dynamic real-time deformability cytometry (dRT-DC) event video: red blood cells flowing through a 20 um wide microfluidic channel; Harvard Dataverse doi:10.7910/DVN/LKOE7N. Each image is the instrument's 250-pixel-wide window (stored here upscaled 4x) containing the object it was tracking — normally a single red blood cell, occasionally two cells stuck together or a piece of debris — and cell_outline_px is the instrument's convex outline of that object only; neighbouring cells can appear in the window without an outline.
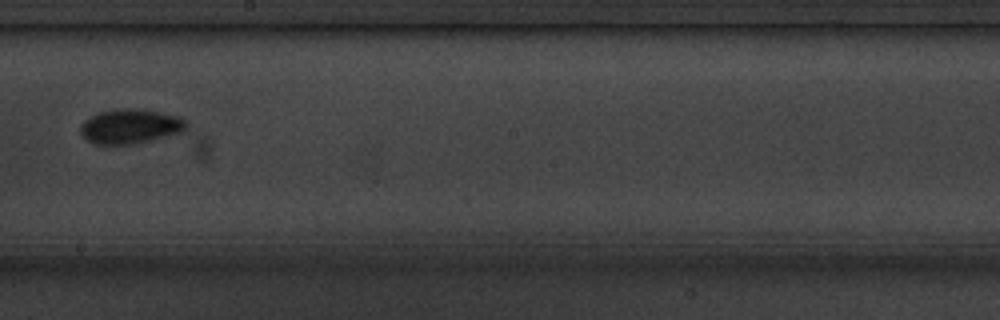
{"species": "common noctule bat (a hibernating species)", "species_latin": "Nyctalus noctula", "temperature_condition": "cold", "stored_images_in_passage": 8, "camera_frame_rate_fps": 3000, "um_per_image_px": 0.085, "animal": {"sex": "male", "body_mass_g": 20.1, "forearm_length_mm": 53.5}, "frame": {"image": 1, "passage_image": 8, "time_ms": 8.0, "image_size_px": [1000, 320], "cell_outline_px": [[188, 128], [184, 132], [168, 136], [128, 144], [96, 144], [88, 140], [80, 132], [80, 124], [84, 120], [100, 112], [112, 108], [140, 108], [180, 116], [188, 120]], "centroid_in_image_um": [11.13, 10.71], "position_along_channel_um": 237.1, "area_um2": 21.56}}